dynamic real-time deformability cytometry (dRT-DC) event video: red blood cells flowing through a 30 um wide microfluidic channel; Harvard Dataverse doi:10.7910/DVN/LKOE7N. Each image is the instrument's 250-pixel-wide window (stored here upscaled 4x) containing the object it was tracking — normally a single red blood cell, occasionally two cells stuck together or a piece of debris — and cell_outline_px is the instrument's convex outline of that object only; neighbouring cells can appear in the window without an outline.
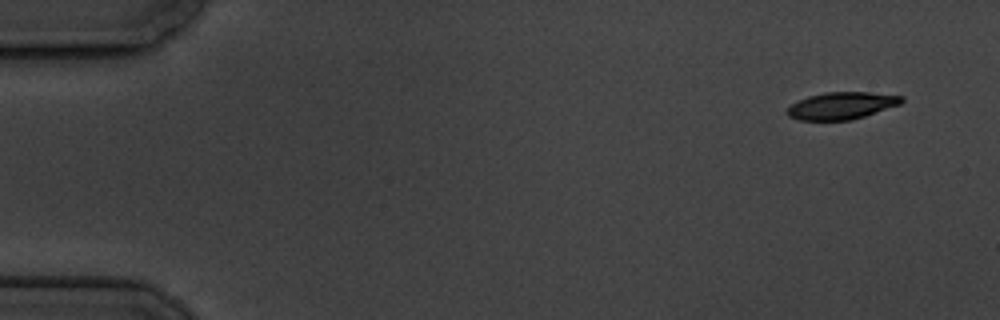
{"species": "common noctule bat (a hibernating species)", "species_latin": "Nyctalus noctula", "temperature_condition": "cold", "stored_images_in_passage": 6, "segment_of_instrument_passage": [1, 2], "camera_frame_rate_fps": 3000, "um_per_image_px": 0.085, "animal": {"sex": "male", "body_mass_g": 19.5, "forearm_length_mm": 54.6}, "frame": {"image": 1, "passage_image": 1, "time_ms": 0.0, "image_size_px": [1000, 320], "cell_outline_px": [[904, 100], [900, 104], [864, 116], [848, 120], [800, 120], [788, 116], [788, 108], [792, 104], [808, 96], [824, 92], [872, 92], [904, 96]], "centroid_in_image_um": [71.56, 8.97], "position_along_channel_um": 13.4, "area_um2": 17.92}}
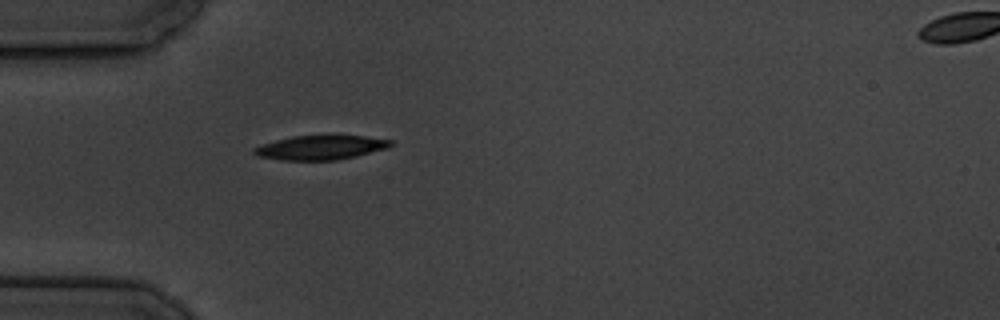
{"frame": {"image": 2, "passage_image": 5, "time_ms": 4.667, "image_size_px": [1000, 320], "cell_outline_px": [[392, 144], [388, 148], [356, 156], [336, 160], [280, 160], [256, 156], [252, 152], [252, 148], [276, 140], [292, 136], [364, 136], [392, 140]], "centroid_in_image_um": [27.22, 12.55], "position_along_channel_um": 57.8, "area_um2": 19.19}}